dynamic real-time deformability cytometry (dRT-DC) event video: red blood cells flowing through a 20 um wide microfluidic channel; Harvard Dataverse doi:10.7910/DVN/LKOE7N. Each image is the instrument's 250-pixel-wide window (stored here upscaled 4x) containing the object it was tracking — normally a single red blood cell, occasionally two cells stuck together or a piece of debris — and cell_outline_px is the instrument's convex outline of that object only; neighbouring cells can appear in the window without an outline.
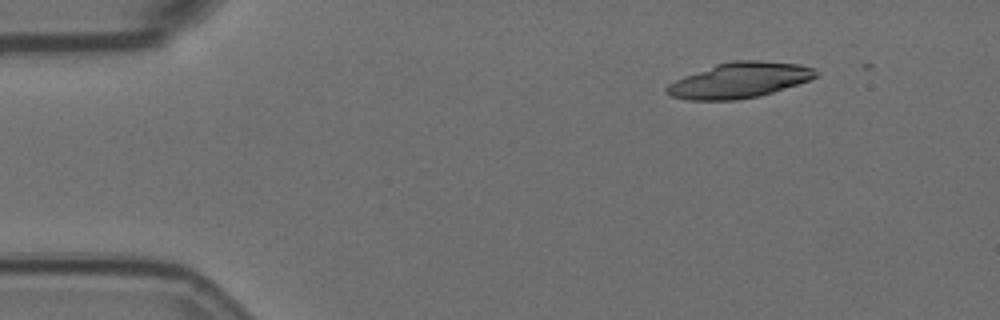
{"species": "Egyptian fruit bat (a non-hibernating species)", "species_latin": "Rousettus aegyptiacus", "temperature_condition": "room temperature", "stored_images_in_passage": 7, "camera_frame_rate_fps": 3000, "um_per_image_px": 0.085, "animal": {"sex": "female"}, "frame": {"image": 1, "passage_image": 2, "time_ms": 0.333, "image_size_px": [1000, 320], "cell_outline_px": [[820, 72], [816, 76], [808, 80], [760, 96], [736, 100], [688, 100], [672, 96], [664, 92], [664, 88], [668, 84], [684, 76], [716, 64], [736, 60], [760, 60], [800, 64], [816, 68]], "centroid_in_image_um": [62.85, 6.82], "position_along_channel_um": 22.1, "area_um2": 30.75}}